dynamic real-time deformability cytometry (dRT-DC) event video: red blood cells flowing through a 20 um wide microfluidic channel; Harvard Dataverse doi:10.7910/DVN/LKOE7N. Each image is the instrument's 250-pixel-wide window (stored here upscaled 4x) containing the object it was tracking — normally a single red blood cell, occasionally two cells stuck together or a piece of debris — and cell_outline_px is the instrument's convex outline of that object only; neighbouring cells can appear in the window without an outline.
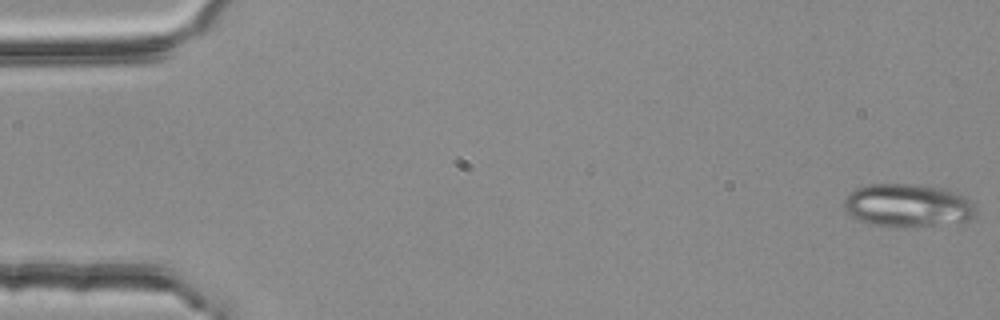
{"species": "common noctule bat (a hibernating species)", "species_latin": "Nyctalus noctula", "temperature_condition": "room temperature", "stored_images_in_passage": 54, "camera_frame_rate_fps": 3000, "um_per_image_px": 0.085, "animal": {"sex": "female", "body_mass_g": 25.1}, "frame": {"image": 1, "passage_image": 1, "time_ms": 0.0, "image_size_px": [1000, 320], "cell_outline_px": [[976, 216], [968, 220], [904, 228], [884, 228], [848, 216], [844, 208], [844, 200], [848, 192], [856, 188], [868, 184], [916, 184], [948, 188], [964, 196], [976, 208]], "centroid_in_image_um": [77.11, 17.46], "position_along_channel_um": 7.9, "area_um2": 33.7}}
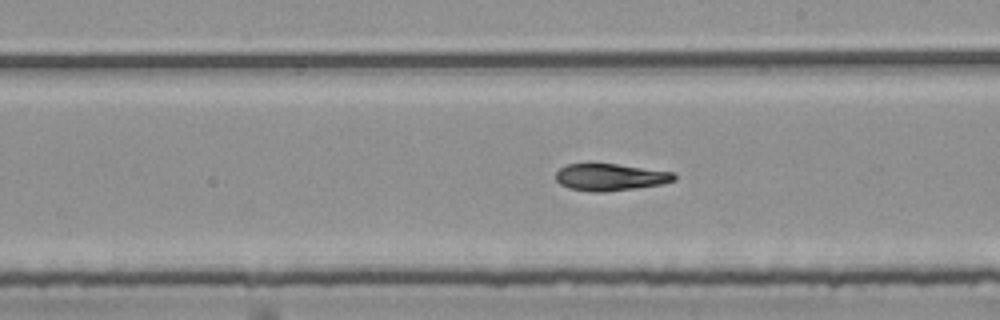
{"frame": {"image": 2, "passage_image": 31, "time_ms": 10.0, "image_size_px": [1000, 320], "cell_outline_px": [[676, 180], [664, 184], [636, 188], [604, 192], [592, 192], [568, 188], [560, 184], [556, 180], [556, 172], [564, 164], [616, 164], [672, 172], [676, 176]], "centroid_in_image_um": [51.86, 15.07], "position_along_channel_um": 237.1, "area_um2": 18.61}}
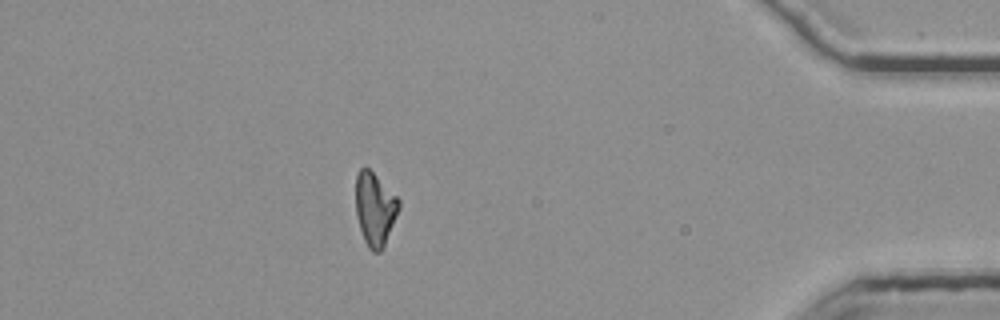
{"frame": {"image": 3, "passage_image": 48, "time_ms": 15.667, "image_size_px": [1000, 320], "cell_outline_px": [[400, 208], [384, 244], [380, 252], [372, 252], [368, 248], [364, 240], [356, 216], [356, 176], [360, 168], [368, 168], [400, 200]], "centroid_in_image_um": [31.86, 17.77], "position_along_channel_um": 403.3, "area_um2": 18.09}, "authors_computed_cell_mechanics": {"area_um2": 19.363, "velocity_mm_per_s": 3.787, "shape_relaxation_time_tau1_ms": null, "shape_relaxation_time_tau2_ms": 3.5382, "deformation_change_tau1": null, "deformation_change_tau2": 0.0851}}